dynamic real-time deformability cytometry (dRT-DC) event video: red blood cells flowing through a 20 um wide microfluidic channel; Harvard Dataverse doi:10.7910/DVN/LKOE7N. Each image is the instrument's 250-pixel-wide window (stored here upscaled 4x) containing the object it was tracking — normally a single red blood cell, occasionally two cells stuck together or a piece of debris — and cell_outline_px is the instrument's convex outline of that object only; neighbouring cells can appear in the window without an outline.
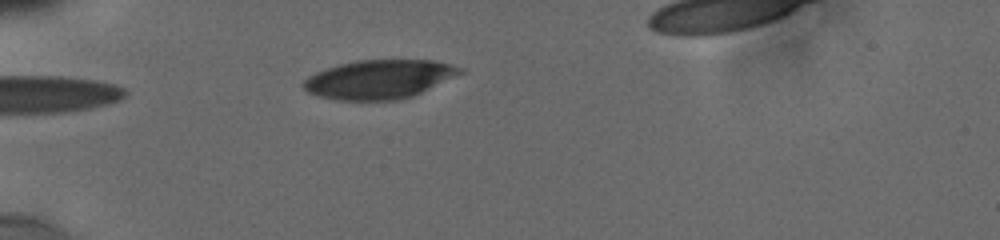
{"species": "human", "species_latin": "Homo sapiens", "temperature_condition": "cold", "stored_images_in_passage": 5, "camera_frame_rate_fps": 3000, "um_per_image_px": 0.085, "donor": {"sex": "male"}, "frame": {"image": 1, "passage_image": 1, "time_ms": 0.0, "image_size_px": [1000, 240], "cell_outline_px": [[464, 72], [412, 96], [396, 100], [340, 100], [320, 96], [308, 92], [304, 88], [304, 80], [308, 76], [316, 72], [340, 64], [360, 60], [432, 60], [464, 68]], "centroid_in_image_um": [32.23, 6.74], "position_along_channel_um": 52.8, "area_um2": 34.97}}